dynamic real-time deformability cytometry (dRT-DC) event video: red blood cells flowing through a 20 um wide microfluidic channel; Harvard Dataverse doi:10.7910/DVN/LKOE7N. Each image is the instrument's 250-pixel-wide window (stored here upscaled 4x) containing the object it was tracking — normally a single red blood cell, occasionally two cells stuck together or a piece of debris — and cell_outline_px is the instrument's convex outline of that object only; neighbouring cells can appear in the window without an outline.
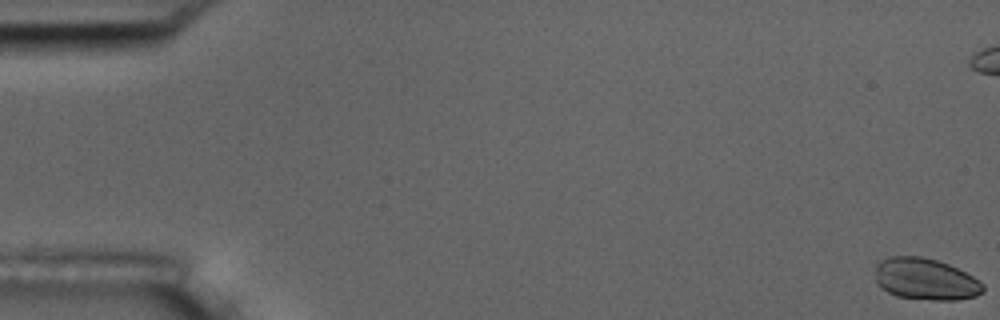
{"species": "common noctule bat (a hibernating species)", "species_latin": "Nyctalus noctula", "temperature_condition": "room temperature", "stored_images_in_passage": 6, "camera_frame_rate_fps": 3000, "um_per_image_px": 0.085, "animal": {"sex": "male", "body_mass_g": 17.5, "forearm_length_mm": 52.3}, "frame": {"image": 1, "passage_image": 1, "time_ms": 0.0, "image_size_px": [1000, 320], "cell_outline_px": [[984, 292], [976, 296], [956, 300], [932, 300], [896, 296], [880, 288], [876, 284], [876, 264], [880, 260], [892, 256], [920, 256], [936, 260], [948, 264], [972, 276], [984, 284]], "centroid_in_image_um": [78.65, 23.73], "position_along_channel_um": 6.4, "area_um2": 26.24}}
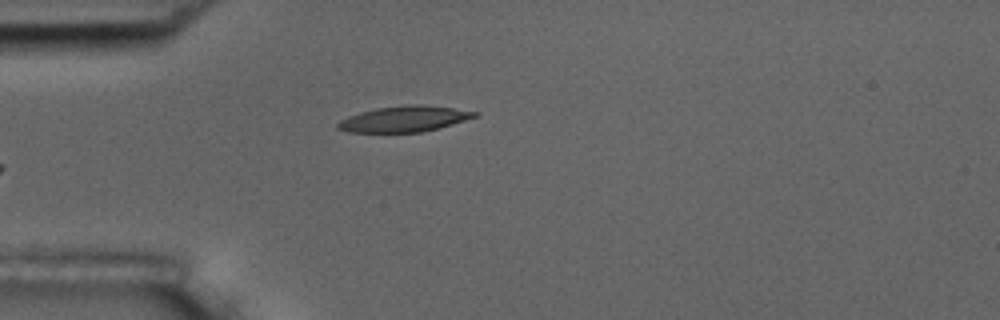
{"frame": {"image": 2, "passage_image": 6, "time_ms": 6.667, "image_size_px": [1000, 320], "cell_outline_px": [[480, 116], [440, 128], [420, 132], [348, 132], [336, 128], [336, 124], [340, 120], [348, 116], [360, 112], [376, 108], [404, 104], [424, 104], [480, 112]], "centroid_in_image_um": [34.39, 10.1], "position_along_channel_um": 50.6, "area_um2": 20.87}}